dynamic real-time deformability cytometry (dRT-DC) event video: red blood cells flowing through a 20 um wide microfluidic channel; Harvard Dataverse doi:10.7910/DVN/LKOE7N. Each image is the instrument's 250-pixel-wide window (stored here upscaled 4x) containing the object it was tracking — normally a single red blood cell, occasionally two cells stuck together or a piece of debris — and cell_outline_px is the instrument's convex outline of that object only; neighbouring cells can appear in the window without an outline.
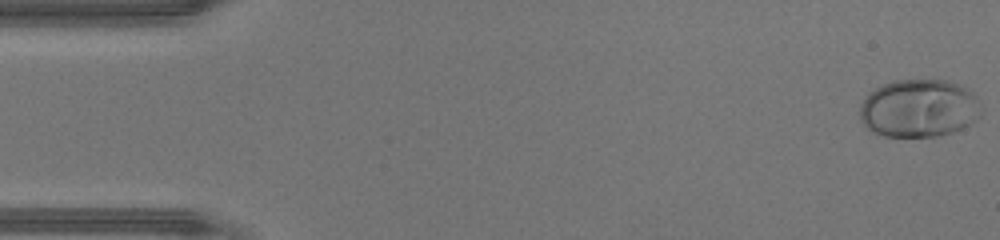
{"species": "human", "species_latin": "Homo sapiens", "temperature_condition": "warm", "stored_images_in_passage": 46, "camera_frame_rate_fps": 3000, "um_per_image_px": 0.085, "donor": {"sex": "male"}, "frame": {"image": 1, "passage_image": 1, "time_ms": 0.0, "image_size_px": [1000, 240], "cell_outline_px": [[980, 116], [976, 120], [952, 132], [936, 136], [884, 136], [872, 132], [860, 120], [860, 104], [868, 92], [892, 80], [948, 80], [968, 88], [976, 96]], "centroid_in_image_um": [78.07, 9.19], "position_along_channel_um": 6.9, "area_um2": 40.92}}
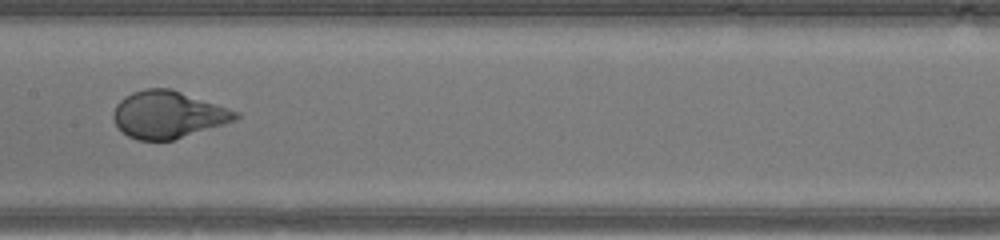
{"frame": {"image": 2, "passage_image": 23, "time_ms": 7.333, "image_size_px": [1000, 240], "cell_outline_px": [[240, 116], [236, 120], [224, 124], [172, 140], [136, 140], [128, 136], [116, 124], [112, 116], [112, 112], [116, 104], [124, 96], [132, 92], [144, 88], [172, 88], [240, 112]], "centroid_in_image_um": [14.27, 9.72], "position_along_channel_um": 193.1, "area_um2": 33.64}}
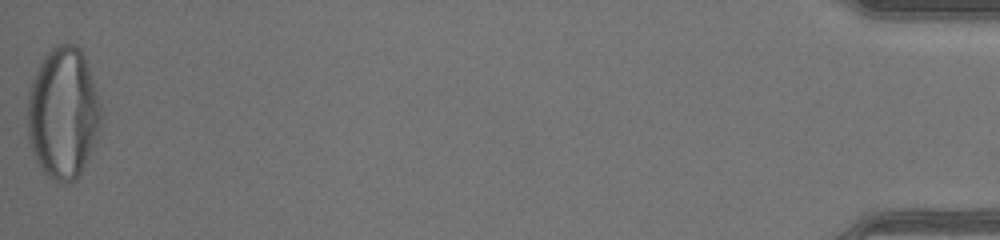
{"frame": {"image": 3, "passage_image": 46, "time_ms": 15.0, "image_size_px": [1000, 240], "cell_outline_px": [[100, 124], [96, 140], [80, 176], [76, 180], [64, 184], [56, 184], [40, 168], [36, 160], [28, 136], [28, 92], [32, 80], [44, 56], [56, 44], [76, 44], [80, 48], [84, 56], [100, 100]], "centroid_in_image_um": [5.37, 9.65], "position_along_channel_um": 429.8, "area_um2": 56.36}, "authors_computed_cell_mechanics": {"area_um2": 36.2984, "velocity_mm_per_s": 4.5098, "shape_relaxation_time_tau1_ms": 4.2138, "shape_relaxation_time_tau2_ms": null, "deformation_change_tau1": 0.2607, "deformation_change_tau2": null}}